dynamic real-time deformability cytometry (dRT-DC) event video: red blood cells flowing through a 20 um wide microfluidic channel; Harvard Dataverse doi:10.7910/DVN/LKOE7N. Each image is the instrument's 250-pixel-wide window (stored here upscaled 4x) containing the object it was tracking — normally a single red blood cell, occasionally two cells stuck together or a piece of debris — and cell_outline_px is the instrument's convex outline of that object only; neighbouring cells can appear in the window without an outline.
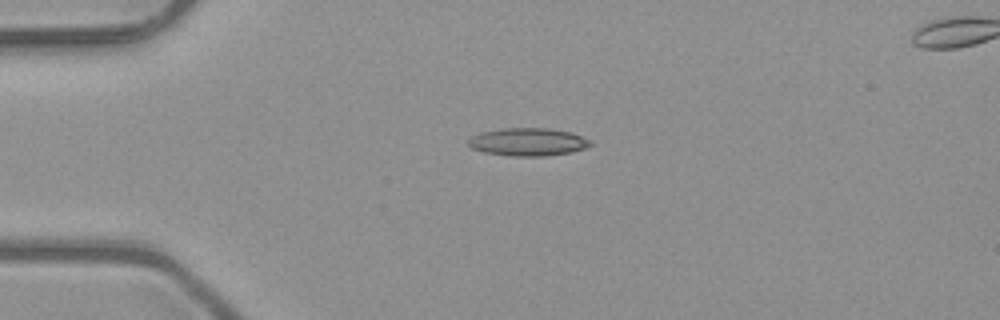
{"species": "common noctule bat (a hibernating species)", "species_latin": "Nyctalus noctula", "temperature_condition": "room temperature", "stored_images_in_passage": 3, "camera_frame_rate_fps": 3000, "um_per_image_px": 0.085, "animal": {"sex": "male", "body_mass_g": 23.1, "forearm_length_mm": 52.7}, "frame": {"image": 1, "passage_image": 1, "time_ms": 0.0, "image_size_px": [1000, 320], "cell_outline_px": [[592, 144], [584, 148], [572, 152], [544, 156], [512, 156], [484, 152], [472, 148], [468, 144], [468, 140], [472, 136], [480, 132], [504, 128], [548, 128], [572, 132], [588, 140]], "centroid_in_image_um": [44.85, 12.06], "position_along_channel_um": 40.1, "area_um2": 19.71}}
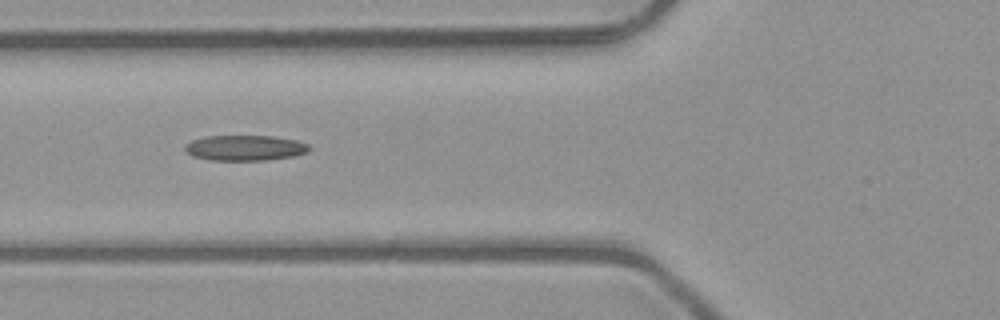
{"frame": {"image": 2, "passage_image": 3, "time_ms": 0.667, "image_size_px": [1000, 320], "cell_outline_px": [[312, 148], [308, 152], [292, 156], [264, 160], [212, 160], [192, 156], [184, 152], [184, 144], [192, 140], [204, 136], [272, 136], [296, 140], [308, 144]], "centroid_in_image_um": [20.79, 12.56], "position_along_channel_um": 105.0, "area_um2": 18.5}}